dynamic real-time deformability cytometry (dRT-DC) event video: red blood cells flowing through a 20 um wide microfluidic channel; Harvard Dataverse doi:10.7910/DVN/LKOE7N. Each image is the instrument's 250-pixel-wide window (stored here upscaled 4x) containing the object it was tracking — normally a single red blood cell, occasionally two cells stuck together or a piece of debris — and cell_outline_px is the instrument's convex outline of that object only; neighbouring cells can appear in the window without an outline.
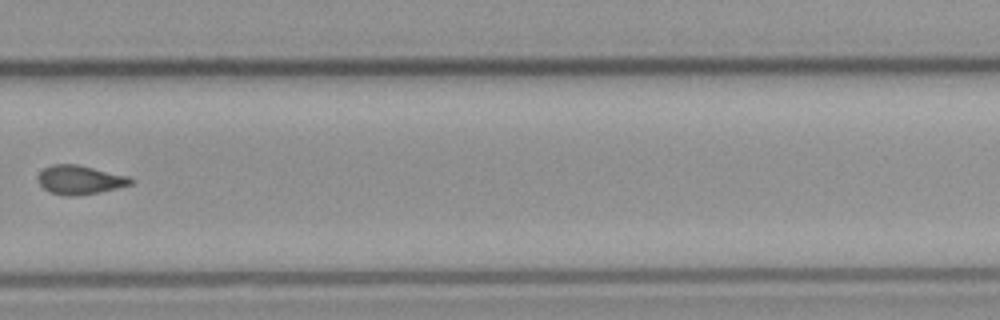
{"species": "common noctule bat (a hibernating species)", "species_latin": "Nyctalus noctula", "temperature_condition": "cold", "stored_images_in_passage": 11, "camera_frame_rate_fps": 3000, "um_per_image_px": 0.085, "animal": {"sex": "male", "body_mass_g": 23.1, "forearm_length_mm": 52.7}, "frame": {"image": 1, "passage_image": 11, "time_ms": 12.667, "image_size_px": [1000, 320], "cell_outline_px": [[132, 184], [100, 192], [80, 196], [64, 196], [48, 192], [40, 184], [40, 172], [44, 168], [52, 164], [76, 164], [128, 176], [132, 180]], "centroid_in_image_um": [6.78, 15.3], "position_along_channel_um": 323.0, "area_um2": 15.49}}